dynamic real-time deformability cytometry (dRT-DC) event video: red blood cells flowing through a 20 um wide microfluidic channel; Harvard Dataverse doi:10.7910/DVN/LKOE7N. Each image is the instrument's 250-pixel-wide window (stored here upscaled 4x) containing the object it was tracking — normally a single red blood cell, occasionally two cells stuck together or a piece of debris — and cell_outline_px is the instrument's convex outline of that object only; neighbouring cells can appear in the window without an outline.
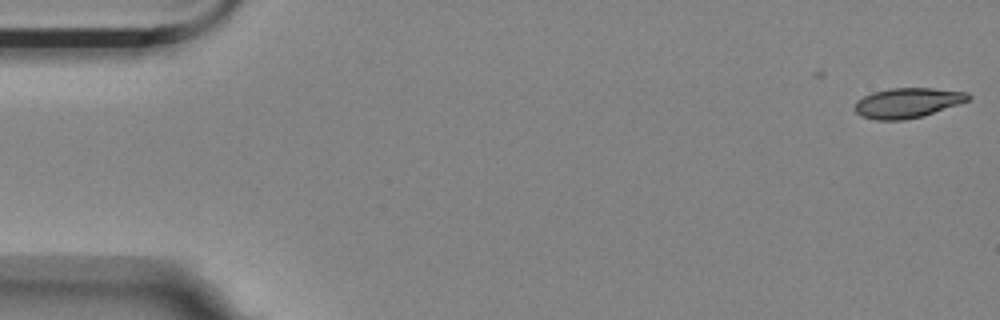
{"species": "Egyptian fruit bat (a non-hibernating species)", "species_latin": "Rousettus aegyptiacus", "temperature_condition": "room temperature", "stored_images_in_passage": 15, "camera_frame_rate_fps": 3000, "um_per_image_px": 0.085, "animal": {"sex": "female"}, "frame": {"image": 1, "passage_image": 1, "time_ms": 0.0, "image_size_px": [1000, 320], "cell_outline_px": [[972, 96], [968, 100], [924, 116], [904, 120], [876, 120], [860, 116], [852, 108], [856, 100], [872, 92], [892, 88], [932, 88], [968, 92]], "centroid_in_image_um": [77.09, 8.74], "position_along_channel_um": 7.9, "area_um2": 19.94}}
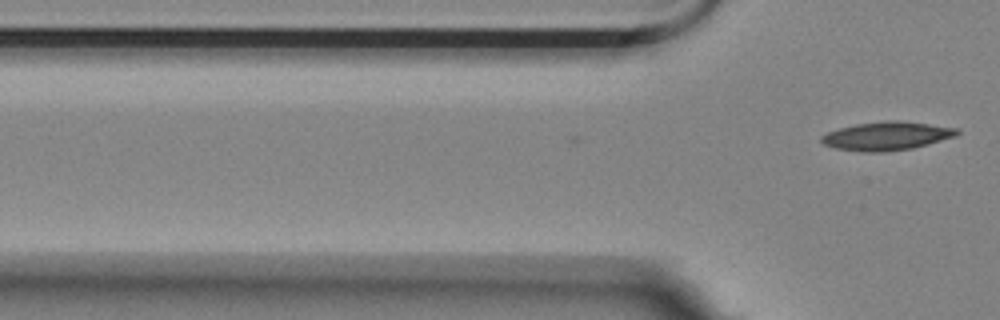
{"frame": {"image": 2, "passage_image": 15, "time_ms": 4.667, "image_size_px": [1000, 320], "cell_outline_px": [[960, 132], [956, 136], [928, 144], [912, 148], [884, 152], [860, 152], [836, 148], [824, 144], [820, 140], [820, 136], [828, 132], [840, 128], [856, 124], [884, 120], [896, 120], [960, 128]], "centroid_in_image_um": [75.38, 11.56], "position_along_channel_um": 50.4, "area_um2": 22.54}}